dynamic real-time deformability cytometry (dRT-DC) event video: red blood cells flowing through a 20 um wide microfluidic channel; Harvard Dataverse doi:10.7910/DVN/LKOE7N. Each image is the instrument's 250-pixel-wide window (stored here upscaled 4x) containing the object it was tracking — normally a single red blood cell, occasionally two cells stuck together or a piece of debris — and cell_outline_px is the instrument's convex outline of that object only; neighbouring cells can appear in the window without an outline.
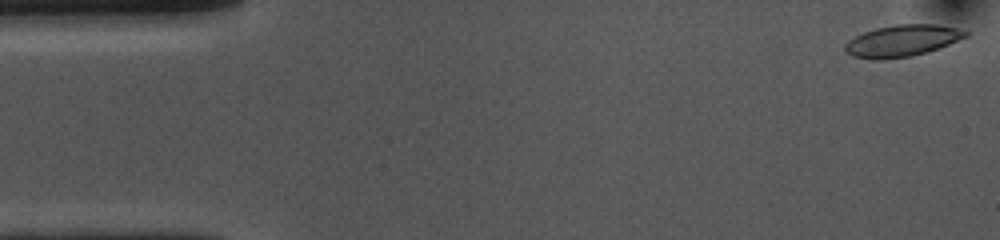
{"species": "common noctule bat (a hibernating species)", "species_latin": "Nyctalus noctula", "temperature_condition": "cold", "stored_images_in_passage": 53, "camera_frame_rate_fps": 3000, "um_per_image_px": 0.085, "animal": {"sex": "female", "body_mass_g": 10.0, "forearm_length_mm": 53.1}, "frame": {"image": 1, "passage_image": 1, "time_ms": 0.0, "image_size_px": [1000, 240], "cell_outline_px": [[968, 36], [928, 52], [912, 56], [880, 60], [876, 60], [852, 56], [844, 52], [844, 44], [848, 40], [864, 32], [876, 28], [896, 24], [936, 24], [956, 28], [968, 32]], "centroid_in_image_um": [76.64, 3.47], "position_along_channel_um": 8.4, "area_um2": 22.25}}
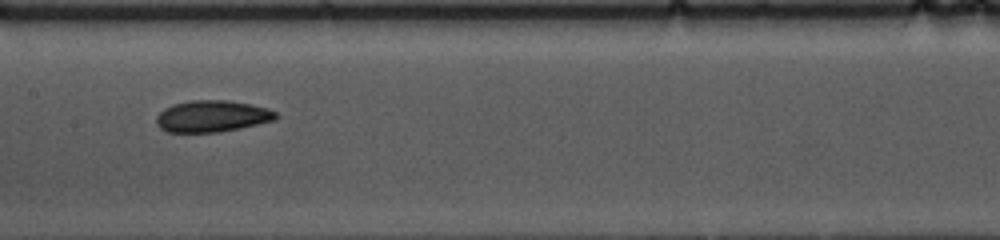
{"frame": {"image": 2, "passage_image": 25, "time_ms": 8.0, "image_size_px": [1000, 240], "cell_outline_px": [[280, 116], [276, 120], [240, 128], [220, 132], [168, 132], [160, 128], [156, 124], [156, 116], [164, 108], [172, 104], [192, 100], [228, 100], [252, 104], [268, 108], [276, 112]], "centroid_in_image_um": [18.05, 9.87], "position_along_channel_um": 189.4, "area_um2": 22.25}}
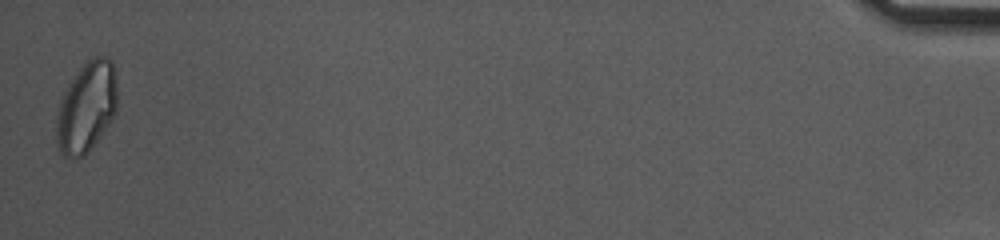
{"frame": {"image": 3, "passage_image": 53, "time_ms": 17.333, "image_size_px": [1000, 240], "cell_outline_px": [[116, 112], [100, 136], [88, 152], [84, 156], [64, 156], [60, 152], [56, 140], [56, 124], [60, 100], [68, 84], [80, 68], [92, 56], [108, 56], [112, 60], [116, 84]], "centroid_in_image_um": [7.35, 9.09], "position_along_channel_um": 427.8, "area_um2": 31.73}, "authors_computed_cell_mechanics": {"area_um2": 22.253, "velocity_mm_per_s": 3.6193, "shape_relaxation_time_tau1_ms": 5.9118, "shape_relaxation_time_tau2_ms": 5.6245, "deformation_change_tau1": 0.1313, "deformation_change_tau2": 0.1062}}